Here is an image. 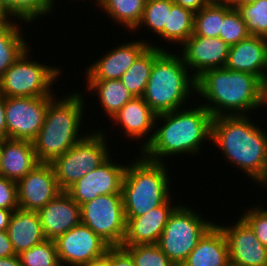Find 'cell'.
Masks as SVG:
<instances>
[{
    "instance_id": "6da1fadb",
    "label": "cell",
    "mask_w": 267,
    "mask_h": 266,
    "mask_svg": "<svg viewBox=\"0 0 267 266\" xmlns=\"http://www.w3.org/2000/svg\"><path fill=\"white\" fill-rule=\"evenodd\" d=\"M248 116L214 117L211 141L229 163L267 188V133Z\"/></svg>"
},
{
    "instance_id": "7a4b0ae2",
    "label": "cell",
    "mask_w": 267,
    "mask_h": 266,
    "mask_svg": "<svg viewBox=\"0 0 267 266\" xmlns=\"http://www.w3.org/2000/svg\"><path fill=\"white\" fill-rule=\"evenodd\" d=\"M188 109L157 115L155 122L163 120L162 126L157 128L155 125L151 141L141 150L144 158L164 163V157L196 155L205 140L211 141L214 117L201 104Z\"/></svg>"
},
{
    "instance_id": "3957f363",
    "label": "cell",
    "mask_w": 267,
    "mask_h": 266,
    "mask_svg": "<svg viewBox=\"0 0 267 266\" xmlns=\"http://www.w3.org/2000/svg\"><path fill=\"white\" fill-rule=\"evenodd\" d=\"M195 94L208 101L202 105L213 117L247 115L262 107V81L225 67L208 69L198 76Z\"/></svg>"
},
{
    "instance_id": "277c9868",
    "label": "cell",
    "mask_w": 267,
    "mask_h": 266,
    "mask_svg": "<svg viewBox=\"0 0 267 266\" xmlns=\"http://www.w3.org/2000/svg\"><path fill=\"white\" fill-rule=\"evenodd\" d=\"M84 106L80 92L49 101L44 124L32 141L39 163L51 164L88 134H79Z\"/></svg>"
},
{
    "instance_id": "5b68a950",
    "label": "cell",
    "mask_w": 267,
    "mask_h": 266,
    "mask_svg": "<svg viewBox=\"0 0 267 266\" xmlns=\"http://www.w3.org/2000/svg\"><path fill=\"white\" fill-rule=\"evenodd\" d=\"M179 56L164 50L152 65L143 99L157 115L181 109L196 92V78Z\"/></svg>"
},
{
    "instance_id": "8992f818",
    "label": "cell",
    "mask_w": 267,
    "mask_h": 266,
    "mask_svg": "<svg viewBox=\"0 0 267 266\" xmlns=\"http://www.w3.org/2000/svg\"><path fill=\"white\" fill-rule=\"evenodd\" d=\"M140 156L126 166L122 181L125 217L146 214L170 197L166 162H154Z\"/></svg>"
},
{
    "instance_id": "52a82bcc",
    "label": "cell",
    "mask_w": 267,
    "mask_h": 266,
    "mask_svg": "<svg viewBox=\"0 0 267 266\" xmlns=\"http://www.w3.org/2000/svg\"><path fill=\"white\" fill-rule=\"evenodd\" d=\"M27 48L0 77V95L4 97L57 96L51 87L60 77V68L28 59Z\"/></svg>"
},
{
    "instance_id": "ba28073f",
    "label": "cell",
    "mask_w": 267,
    "mask_h": 266,
    "mask_svg": "<svg viewBox=\"0 0 267 266\" xmlns=\"http://www.w3.org/2000/svg\"><path fill=\"white\" fill-rule=\"evenodd\" d=\"M103 132L100 129L88 133L51 163L61 191H67L79 179L111 157L107 137Z\"/></svg>"
},
{
    "instance_id": "9c48e42d",
    "label": "cell",
    "mask_w": 267,
    "mask_h": 266,
    "mask_svg": "<svg viewBox=\"0 0 267 266\" xmlns=\"http://www.w3.org/2000/svg\"><path fill=\"white\" fill-rule=\"evenodd\" d=\"M192 210L188 205L178 204L157 242L158 247L176 266H181L198 241L215 224Z\"/></svg>"
},
{
    "instance_id": "30bf717a",
    "label": "cell",
    "mask_w": 267,
    "mask_h": 266,
    "mask_svg": "<svg viewBox=\"0 0 267 266\" xmlns=\"http://www.w3.org/2000/svg\"><path fill=\"white\" fill-rule=\"evenodd\" d=\"M80 215L81 223L110 247L122 245L126 231L122 194L100 195L83 204Z\"/></svg>"
},
{
    "instance_id": "8fae6325",
    "label": "cell",
    "mask_w": 267,
    "mask_h": 266,
    "mask_svg": "<svg viewBox=\"0 0 267 266\" xmlns=\"http://www.w3.org/2000/svg\"><path fill=\"white\" fill-rule=\"evenodd\" d=\"M53 97H5L7 138L33 141L44 124Z\"/></svg>"
},
{
    "instance_id": "7c38bea8",
    "label": "cell",
    "mask_w": 267,
    "mask_h": 266,
    "mask_svg": "<svg viewBox=\"0 0 267 266\" xmlns=\"http://www.w3.org/2000/svg\"><path fill=\"white\" fill-rule=\"evenodd\" d=\"M55 243L61 266H85L101 260L110 247L82 223L59 236Z\"/></svg>"
},
{
    "instance_id": "4fadbf2b",
    "label": "cell",
    "mask_w": 267,
    "mask_h": 266,
    "mask_svg": "<svg viewBox=\"0 0 267 266\" xmlns=\"http://www.w3.org/2000/svg\"><path fill=\"white\" fill-rule=\"evenodd\" d=\"M126 165H118L108 158L95 170L73 184L66 192L80 206L100 195L121 194Z\"/></svg>"
},
{
    "instance_id": "5bb4252c",
    "label": "cell",
    "mask_w": 267,
    "mask_h": 266,
    "mask_svg": "<svg viewBox=\"0 0 267 266\" xmlns=\"http://www.w3.org/2000/svg\"><path fill=\"white\" fill-rule=\"evenodd\" d=\"M18 207L38 212L62 191L51 164L39 163L17 182Z\"/></svg>"
},
{
    "instance_id": "9a60e30c",
    "label": "cell",
    "mask_w": 267,
    "mask_h": 266,
    "mask_svg": "<svg viewBox=\"0 0 267 266\" xmlns=\"http://www.w3.org/2000/svg\"><path fill=\"white\" fill-rule=\"evenodd\" d=\"M216 225L226 238L230 263L240 266H267V248L242 217L232 226Z\"/></svg>"
},
{
    "instance_id": "2e32d148",
    "label": "cell",
    "mask_w": 267,
    "mask_h": 266,
    "mask_svg": "<svg viewBox=\"0 0 267 266\" xmlns=\"http://www.w3.org/2000/svg\"><path fill=\"white\" fill-rule=\"evenodd\" d=\"M182 47V60L195 78L208 69L225 67L230 48L219 37L195 35H191Z\"/></svg>"
},
{
    "instance_id": "e0dca14e",
    "label": "cell",
    "mask_w": 267,
    "mask_h": 266,
    "mask_svg": "<svg viewBox=\"0 0 267 266\" xmlns=\"http://www.w3.org/2000/svg\"><path fill=\"white\" fill-rule=\"evenodd\" d=\"M147 40L127 42L109 50L86 68V80H115L130 68L136 59L150 46Z\"/></svg>"
},
{
    "instance_id": "ac0fdd59",
    "label": "cell",
    "mask_w": 267,
    "mask_h": 266,
    "mask_svg": "<svg viewBox=\"0 0 267 266\" xmlns=\"http://www.w3.org/2000/svg\"><path fill=\"white\" fill-rule=\"evenodd\" d=\"M46 239L56 240L81 223V206L62 191L38 211Z\"/></svg>"
},
{
    "instance_id": "d6986e66",
    "label": "cell",
    "mask_w": 267,
    "mask_h": 266,
    "mask_svg": "<svg viewBox=\"0 0 267 266\" xmlns=\"http://www.w3.org/2000/svg\"><path fill=\"white\" fill-rule=\"evenodd\" d=\"M170 201L171 196L162 205L146 214L138 217H125L126 231L121 246L157 244L171 213L178 206Z\"/></svg>"
},
{
    "instance_id": "ffe728a7",
    "label": "cell",
    "mask_w": 267,
    "mask_h": 266,
    "mask_svg": "<svg viewBox=\"0 0 267 266\" xmlns=\"http://www.w3.org/2000/svg\"><path fill=\"white\" fill-rule=\"evenodd\" d=\"M225 68L253 74L263 82L267 78V38L249 35L230 46Z\"/></svg>"
},
{
    "instance_id": "44dd1931",
    "label": "cell",
    "mask_w": 267,
    "mask_h": 266,
    "mask_svg": "<svg viewBox=\"0 0 267 266\" xmlns=\"http://www.w3.org/2000/svg\"><path fill=\"white\" fill-rule=\"evenodd\" d=\"M157 114L150 108V106L144 101L143 97H133L128 101L112 118V122L122 125L124 129V135L129 139H142V150L152 139L153 133L148 135L149 132L154 131L155 120ZM153 130V131H151ZM148 135V136H147ZM149 137V138H148Z\"/></svg>"
},
{
    "instance_id": "7402d4cb",
    "label": "cell",
    "mask_w": 267,
    "mask_h": 266,
    "mask_svg": "<svg viewBox=\"0 0 267 266\" xmlns=\"http://www.w3.org/2000/svg\"><path fill=\"white\" fill-rule=\"evenodd\" d=\"M38 164L32 141L5 138L0 155V176L17 182Z\"/></svg>"
},
{
    "instance_id": "603a6c76",
    "label": "cell",
    "mask_w": 267,
    "mask_h": 266,
    "mask_svg": "<svg viewBox=\"0 0 267 266\" xmlns=\"http://www.w3.org/2000/svg\"><path fill=\"white\" fill-rule=\"evenodd\" d=\"M7 234L16 255L43 242V234L38 212L16 209L12 212Z\"/></svg>"
},
{
    "instance_id": "cb8c5ba5",
    "label": "cell",
    "mask_w": 267,
    "mask_h": 266,
    "mask_svg": "<svg viewBox=\"0 0 267 266\" xmlns=\"http://www.w3.org/2000/svg\"><path fill=\"white\" fill-rule=\"evenodd\" d=\"M229 251L221 229L214 224L198 241L181 266H228Z\"/></svg>"
},
{
    "instance_id": "d4e9b609",
    "label": "cell",
    "mask_w": 267,
    "mask_h": 266,
    "mask_svg": "<svg viewBox=\"0 0 267 266\" xmlns=\"http://www.w3.org/2000/svg\"><path fill=\"white\" fill-rule=\"evenodd\" d=\"M150 46L136 59L122 75L120 81L134 97H143L154 60L166 49Z\"/></svg>"
},
{
    "instance_id": "484cf974",
    "label": "cell",
    "mask_w": 267,
    "mask_h": 266,
    "mask_svg": "<svg viewBox=\"0 0 267 266\" xmlns=\"http://www.w3.org/2000/svg\"><path fill=\"white\" fill-rule=\"evenodd\" d=\"M86 86L88 91L97 92L101 108L110 119L134 97L120 79L87 80Z\"/></svg>"
},
{
    "instance_id": "4316f807",
    "label": "cell",
    "mask_w": 267,
    "mask_h": 266,
    "mask_svg": "<svg viewBox=\"0 0 267 266\" xmlns=\"http://www.w3.org/2000/svg\"><path fill=\"white\" fill-rule=\"evenodd\" d=\"M11 20L0 22V77L29 48L20 25Z\"/></svg>"
},
{
    "instance_id": "83f0119b",
    "label": "cell",
    "mask_w": 267,
    "mask_h": 266,
    "mask_svg": "<svg viewBox=\"0 0 267 266\" xmlns=\"http://www.w3.org/2000/svg\"><path fill=\"white\" fill-rule=\"evenodd\" d=\"M95 2L97 7L106 12L107 17L115 21L114 23L117 22L132 32L140 22L146 4V0H96Z\"/></svg>"
},
{
    "instance_id": "f1b7e54d",
    "label": "cell",
    "mask_w": 267,
    "mask_h": 266,
    "mask_svg": "<svg viewBox=\"0 0 267 266\" xmlns=\"http://www.w3.org/2000/svg\"><path fill=\"white\" fill-rule=\"evenodd\" d=\"M232 9L227 2L209 3L194 13L193 34L203 37H219L224 16Z\"/></svg>"
},
{
    "instance_id": "f546056e",
    "label": "cell",
    "mask_w": 267,
    "mask_h": 266,
    "mask_svg": "<svg viewBox=\"0 0 267 266\" xmlns=\"http://www.w3.org/2000/svg\"><path fill=\"white\" fill-rule=\"evenodd\" d=\"M194 12L174 4L164 26V40L182 45L192 34Z\"/></svg>"
},
{
    "instance_id": "4dcf8cb0",
    "label": "cell",
    "mask_w": 267,
    "mask_h": 266,
    "mask_svg": "<svg viewBox=\"0 0 267 266\" xmlns=\"http://www.w3.org/2000/svg\"><path fill=\"white\" fill-rule=\"evenodd\" d=\"M174 4V0H146L142 18L133 31H138L145 25L164 39V26Z\"/></svg>"
},
{
    "instance_id": "1f68e13d",
    "label": "cell",
    "mask_w": 267,
    "mask_h": 266,
    "mask_svg": "<svg viewBox=\"0 0 267 266\" xmlns=\"http://www.w3.org/2000/svg\"><path fill=\"white\" fill-rule=\"evenodd\" d=\"M18 256L22 266H61L55 240L45 239Z\"/></svg>"
},
{
    "instance_id": "d6a6232c",
    "label": "cell",
    "mask_w": 267,
    "mask_h": 266,
    "mask_svg": "<svg viewBox=\"0 0 267 266\" xmlns=\"http://www.w3.org/2000/svg\"><path fill=\"white\" fill-rule=\"evenodd\" d=\"M250 35L267 38V0H257L237 8Z\"/></svg>"
},
{
    "instance_id": "836d02e7",
    "label": "cell",
    "mask_w": 267,
    "mask_h": 266,
    "mask_svg": "<svg viewBox=\"0 0 267 266\" xmlns=\"http://www.w3.org/2000/svg\"><path fill=\"white\" fill-rule=\"evenodd\" d=\"M122 247L131 254L136 266H176L157 244Z\"/></svg>"
},
{
    "instance_id": "e575fe53",
    "label": "cell",
    "mask_w": 267,
    "mask_h": 266,
    "mask_svg": "<svg viewBox=\"0 0 267 266\" xmlns=\"http://www.w3.org/2000/svg\"><path fill=\"white\" fill-rule=\"evenodd\" d=\"M249 35L246 23L242 19L240 13L237 9H231L224 16L219 38H221L229 46H233L241 40L247 38Z\"/></svg>"
},
{
    "instance_id": "d590c367",
    "label": "cell",
    "mask_w": 267,
    "mask_h": 266,
    "mask_svg": "<svg viewBox=\"0 0 267 266\" xmlns=\"http://www.w3.org/2000/svg\"><path fill=\"white\" fill-rule=\"evenodd\" d=\"M52 7L47 0H14V18L31 23L39 16L49 14Z\"/></svg>"
},
{
    "instance_id": "8d00e7d4",
    "label": "cell",
    "mask_w": 267,
    "mask_h": 266,
    "mask_svg": "<svg viewBox=\"0 0 267 266\" xmlns=\"http://www.w3.org/2000/svg\"><path fill=\"white\" fill-rule=\"evenodd\" d=\"M241 217L252 228L257 239L267 248V209L255 206Z\"/></svg>"
},
{
    "instance_id": "74e56055",
    "label": "cell",
    "mask_w": 267,
    "mask_h": 266,
    "mask_svg": "<svg viewBox=\"0 0 267 266\" xmlns=\"http://www.w3.org/2000/svg\"><path fill=\"white\" fill-rule=\"evenodd\" d=\"M0 208L18 209L17 183L14 180L0 176Z\"/></svg>"
},
{
    "instance_id": "f35d334b",
    "label": "cell",
    "mask_w": 267,
    "mask_h": 266,
    "mask_svg": "<svg viewBox=\"0 0 267 266\" xmlns=\"http://www.w3.org/2000/svg\"><path fill=\"white\" fill-rule=\"evenodd\" d=\"M103 259L109 266H136L131 254L122 246L109 247Z\"/></svg>"
},
{
    "instance_id": "ab89813d",
    "label": "cell",
    "mask_w": 267,
    "mask_h": 266,
    "mask_svg": "<svg viewBox=\"0 0 267 266\" xmlns=\"http://www.w3.org/2000/svg\"><path fill=\"white\" fill-rule=\"evenodd\" d=\"M15 255L10 238L6 230H0V258Z\"/></svg>"
},
{
    "instance_id": "60d3db41",
    "label": "cell",
    "mask_w": 267,
    "mask_h": 266,
    "mask_svg": "<svg viewBox=\"0 0 267 266\" xmlns=\"http://www.w3.org/2000/svg\"><path fill=\"white\" fill-rule=\"evenodd\" d=\"M174 3L189 9L194 13L209 4L207 0H174Z\"/></svg>"
},
{
    "instance_id": "b9f144b4",
    "label": "cell",
    "mask_w": 267,
    "mask_h": 266,
    "mask_svg": "<svg viewBox=\"0 0 267 266\" xmlns=\"http://www.w3.org/2000/svg\"><path fill=\"white\" fill-rule=\"evenodd\" d=\"M0 136L7 138V126L5 117V97L0 95Z\"/></svg>"
},
{
    "instance_id": "7bdbcfd3",
    "label": "cell",
    "mask_w": 267,
    "mask_h": 266,
    "mask_svg": "<svg viewBox=\"0 0 267 266\" xmlns=\"http://www.w3.org/2000/svg\"><path fill=\"white\" fill-rule=\"evenodd\" d=\"M13 211L0 208V230H7Z\"/></svg>"
},
{
    "instance_id": "ee69618b",
    "label": "cell",
    "mask_w": 267,
    "mask_h": 266,
    "mask_svg": "<svg viewBox=\"0 0 267 266\" xmlns=\"http://www.w3.org/2000/svg\"><path fill=\"white\" fill-rule=\"evenodd\" d=\"M0 6L9 18H14V0H0Z\"/></svg>"
},
{
    "instance_id": "f6af8a7d",
    "label": "cell",
    "mask_w": 267,
    "mask_h": 266,
    "mask_svg": "<svg viewBox=\"0 0 267 266\" xmlns=\"http://www.w3.org/2000/svg\"><path fill=\"white\" fill-rule=\"evenodd\" d=\"M0 266H22L18 255L0 258Z\"/></svg>"
},
{
    "instance_id": "bcb514c9",
    "label": "cell",
    "mask_w": 267,
    "mask_h": 266,
    "mask_svg": "<svg viewBox=\"0 0 267 266\" xmlns=\"http://www.w3.org/2000/svg\"><path fill=\"white\" fill-rule=\"evenodd\" d=\"M257 0H227L226 2L232 7V9H237L238 7L253 3Z\"/></svg>"
},
{
    "instance_id": "7dc6e473",
    "label": "cell",
    "mask_w": 267,
    "mask_h": 266,
    "mask_svg": "<svg viewBox=\"0 0 267 266\" xmlns=\"http://www.w3.org/2000/svg\"><path fill=\"white\" fill-rule=\"evenodd\" d=\"M262 107L267 105V78L262 82Z\"/></svg>"
},
{
    "instance_id": "c3c4849f",
    "label": "cell",
    "mask_w": 267,
    "mask_h": 266,
    "mask_svg": "<svg viewBox=\"0 0 267 266\" xmlns=\"http://www.w3.org/2000/svg\"><path fill=\"white\" fill-rule=\"evenodd\" d=\"M85 266H109V265L107 264V262L104 259H101V260L92 262V263L85 265Z\"/></svg>"
},
{
    "instance_id": "681fc988",
    "label": "cell",
    "mask_w": 267,
    "mask_h": 266,
    "mask_svg": "<svg viewBox=\"0 0 267 266\" xmlns=\"http://www.w3.org/2000/svg\"><path fill=\"white\" fill-rule=\"evenodd\" d=\"M9 19L11 18L7 16V14L1 9V6H0V22L7 21Z\"/></svg>"
},
{
    "instance_id": "f907efd6",
    "label": "cell",
    "mask_w": 267,
    "mask_h": 266,
    "mask_svg": "<svg viewBox=\"0 0 267 266\" xmlns=\"http://www.w3.org/2000/svg\"><path fill=\"white\" fill-rule=\"evenodd\" d=\"M209 3H221L226 2L227 0H207Z\"/></svg>"
},
{
    "instance_id": "816d5d0a",
    "label": "cell",
    "mask_w": 267,
    "mask_h": 266,
    "mask_svg": "<svg viewBox=\"0 0 267 266\" xmlns=\"http://www.w3.org/2000/svg\"><path fill=\"white\" fill-rule=\"evenodd\" d=\"M4 140H5V138L0 136V155H1V149H2V146H3Z\"/></svg>"
},
{
    "instance_id": "f5cc1de1",
    "label": "cell",
    "mask_w": 267,
    "mask_h": 266,
    "mask_svg": "<svg viewBox=\"0 0 267 266\" xmlns=\"http://www.w3.org/2000/svg\"><path fill=\"white\" fill-rule=\"evenodd\" d=\"M48 1V3L50 4V6L53 8L54 7V5H55V2H54V0H47Z\"/></svg>"
},
{
    "instance_id": "db71d44e",
    "label": "cell",
    "mask_w": 267,
    "mask_h": 266,
    "mask_svg": "<svg viewBox=\"0 0 267 266\" xmlns=\"http://www.w3.org/2000/svg\"><path fill=\"white\" fill-rule=\"evenodd\" d=\"M228 266H240V265H237V264H234V263H229Z\"/></svg>"
}]
</instances>
